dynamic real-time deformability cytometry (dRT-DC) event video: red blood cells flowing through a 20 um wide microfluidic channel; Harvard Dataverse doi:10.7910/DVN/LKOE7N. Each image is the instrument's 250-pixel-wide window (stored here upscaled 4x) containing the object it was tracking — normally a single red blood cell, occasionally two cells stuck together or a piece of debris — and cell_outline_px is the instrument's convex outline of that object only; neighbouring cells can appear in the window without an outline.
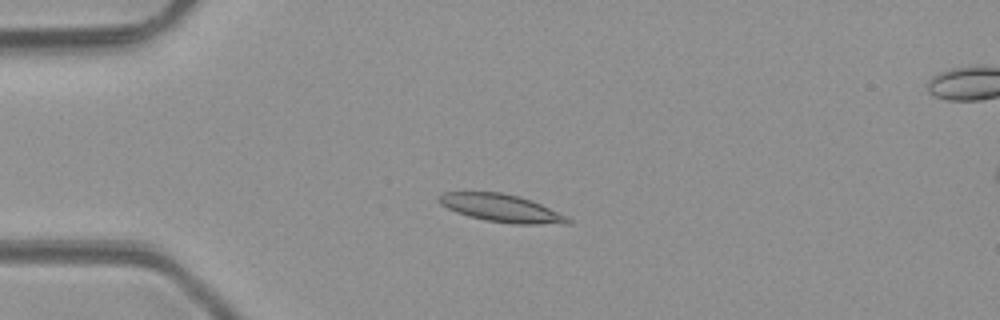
{"species": "common noctule bat (a hibernating species)", "species_latin": "Nyctalus noctula", "temperature_condition": "room temperature", "stored_images_in_passage": 5, "camera_frame_rate_fps": 3000, "um_per_image_px": 0.085, "animal": {"sex": "male", "body_mass_g": 23.1, "forearm_length_mm": 52.7}, "frame": {"image": 1, "passage_image": 3, "time_ms": 2.333, "image_size_px": [1000, 320], "cell_outline_px": [[572, 224], [512, 224], [484, 220], [468, 216], [456, 212], [440, 204], [440, 196], [444, 192], [500, 192], [520, 196], [532, 200], [572, 220]], "centroid_in_image_um": [42.62, 17.7], "position_along_channel_um": 42.4, "area_um2": 20.63}}
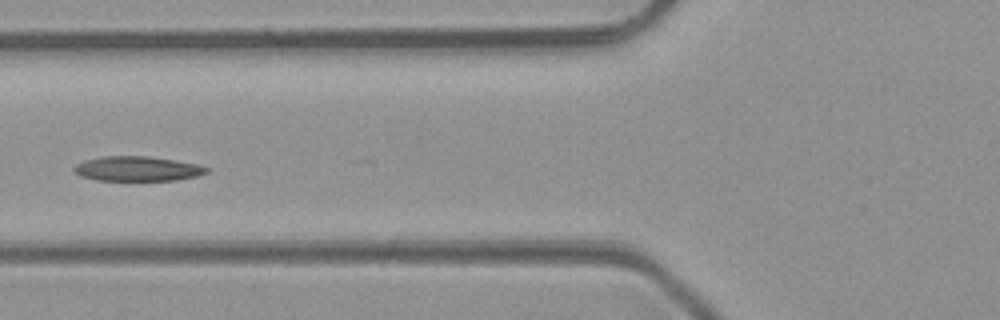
{"frame": {"image": 2, "passage_image": 5, "time_ms": 4.667, "image_size_px": [1000, 320], "cell_outline_px": [[212, 168], [208, 172], [196, 176], [176, 180], [96, 180], [80, 176], [72, 168], [76, 164], [84, 160], [100, 156], [148, 156], [200, 164]], "centroid_in_image_um": [11.7, 14.33], "position_along_channel_um": 114.1, "area_um2": 19.25}}